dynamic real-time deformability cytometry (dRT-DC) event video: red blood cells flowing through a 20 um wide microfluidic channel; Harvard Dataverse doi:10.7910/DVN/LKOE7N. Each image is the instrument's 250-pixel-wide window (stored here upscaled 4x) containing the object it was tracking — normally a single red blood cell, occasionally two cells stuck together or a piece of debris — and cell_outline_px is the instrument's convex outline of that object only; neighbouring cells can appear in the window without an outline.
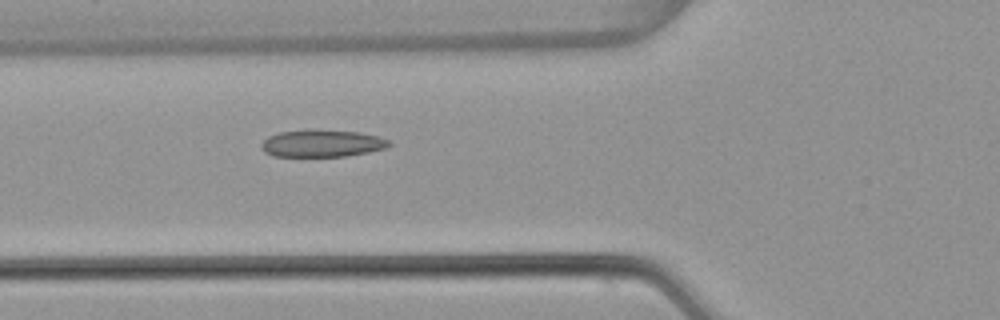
{"species": "common noctule bat (a hibernating species)", "species_latin": "Nyctalus noctula", "temperature_condition": "warm", "stored_images_in_passage": 5, "camera_frame_rate_fps": 3000, "um_per_image_px": 0.085, "animal": {"sex": "female", "body_mass_g": 22.7, "forearm_length_mm": 54.2}, "frame": {"image": 1, "passage_image": 5, "time_ms": 1.333, "image_size_px": [1000, 320], "cell_outline_px": [[392, 144], [388, 148], [348, 156], [272, 156], [264, 152], [260, 148], [260, 144], [268, 136], [280, 132], [360, 132], [380, 136], [388, 140]], "centroid_in_image_um": [27.4, 12.23], "position_along_channel_um": 98.4, "area_um2": 19.59}}